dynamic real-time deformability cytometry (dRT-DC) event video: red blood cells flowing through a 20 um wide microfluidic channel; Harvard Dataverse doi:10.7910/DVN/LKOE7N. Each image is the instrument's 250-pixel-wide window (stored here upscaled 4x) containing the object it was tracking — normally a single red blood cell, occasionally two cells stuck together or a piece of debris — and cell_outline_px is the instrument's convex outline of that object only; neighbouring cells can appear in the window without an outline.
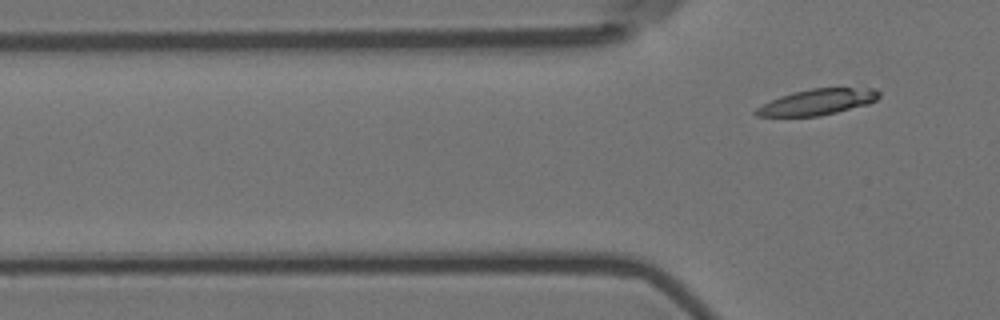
{"species": "Egyptian fruit bat (a non-hibernating species)", "species_latin": "Rousettus aegyptiacus", "temperature_condition": "room temperature", "stored_images_in_passage": 2, "camera_frame_rate_fps": 3000, "um_per_image_px": 0.085, "animal": {"sex": "female"}, "frame": {"image": 1, "passage_image": 2, "time_ms": 0.333, "image_size_px": [1000, 320], "cell_outline_px": [[880, 96], [876, 100], [868, 104], [820, 116], [756, 116], [752, 112], [756, 108], [780, 96], [792, 92], [812, 88], [876, 88], [880, 92]], "centroid_in_image_um": [69.49, 8.66], "position_along_channel_um": 56.3, "area_um2": 18.5}}